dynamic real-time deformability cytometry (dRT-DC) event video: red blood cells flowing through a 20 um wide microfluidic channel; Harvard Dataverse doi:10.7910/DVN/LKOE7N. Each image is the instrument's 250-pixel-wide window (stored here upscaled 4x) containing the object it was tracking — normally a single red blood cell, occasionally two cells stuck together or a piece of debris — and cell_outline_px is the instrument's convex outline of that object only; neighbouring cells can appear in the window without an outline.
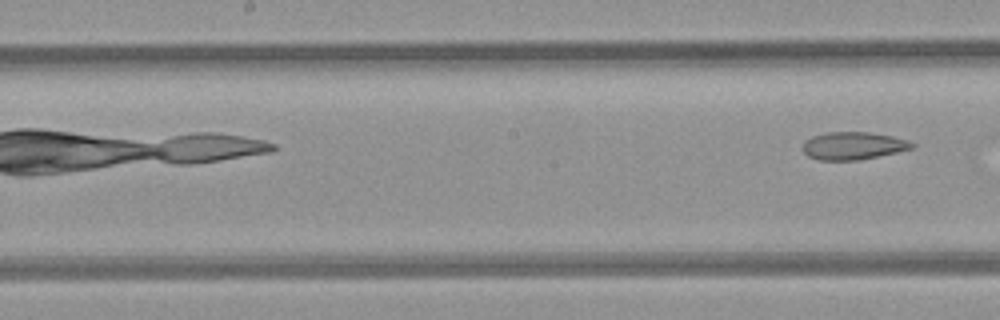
{"species": "common noctule bat (a hibernating species)", "species_latin": "Nyctalus noctula", "temperature_condition": "room temperature", "stored_images_in_passage": 9, "camera_frame_rate_fps": 3000, "um_per_image_px": 0.085, "animal": {"sex": "female", "body_mass_g": 21.9}, "frame": {"image": 1, "passage_image": 9, "time_ms": 10.333, "image_size_px": [1000, 320], "cell_outline_px": [[916, 144], [912, 148], [896, 152], [860, 160], [820, 160], [808, 156], [800, 148], [804, 140], [812, 136], [828, 132], [868, 132], [892, 136], [908, 140]], "centroid_in_image_um": [72.48, 12.39], "position_along_channel_um": 175.7, "area_um2": 17.69}}